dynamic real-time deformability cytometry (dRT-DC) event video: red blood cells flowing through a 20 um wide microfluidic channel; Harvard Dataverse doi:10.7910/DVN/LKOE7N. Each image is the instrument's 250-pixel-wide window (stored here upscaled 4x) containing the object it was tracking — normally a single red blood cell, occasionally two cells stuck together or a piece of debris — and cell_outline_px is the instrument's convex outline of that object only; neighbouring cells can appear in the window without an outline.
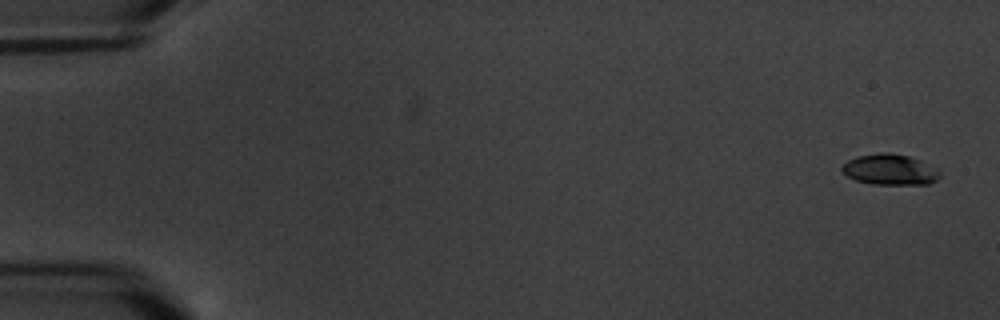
{"species": "common noctule bat (a hibernating species)", "species_latin": "Nyctalus noctula", "temperature_condition": "warm", "stored_images_in_passage": 6, "segment_of_instrument_passage": [1, 2], "camera_frame_rate_fps": 3000, "um_per_image_px": 0.085, "animal": {"sex": "male", "body_mass_g": 20.1, "forearm_length_mm": 53.5}, "frame": {"image": 1, "passage_image": 1, "time_ms": 0.0, "image_size_px": [1000, 320], "cell_outline_px": [[940, 176], [936, 180], [928, 184], [872, 184], [856, 180], [840, 172], [840, 168], [848, 160], [856, 156], [880, 152], [888, 152], [908, 156], [920, 160], [940, 172]], "centroid_in_image_um": [75.59, 14.41], "position_along_channel_um": 9.4, "area_um2": 17.46}}
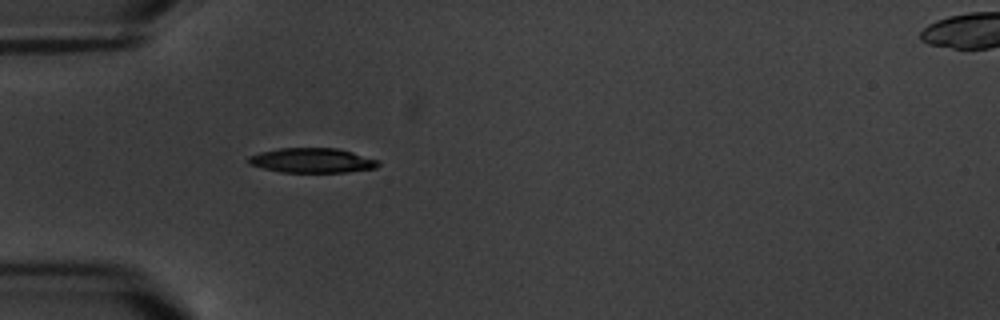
{"frame": {"image": 2, "passage_image": 5, "time_ms": 5.667, "image_size_px": [1000, 320], "cell_outline_px": [[380, 164], [376, 168], [344, 172], [280, 172], [248, 164], [248, 156], [260, 152], [280, 148], [336, 148], [352, 152], [380, 160]], "centroid_in_image_um": [26.54, 13.63], "position_along_channel_um": 58.5, "area_um2": 18.67}}